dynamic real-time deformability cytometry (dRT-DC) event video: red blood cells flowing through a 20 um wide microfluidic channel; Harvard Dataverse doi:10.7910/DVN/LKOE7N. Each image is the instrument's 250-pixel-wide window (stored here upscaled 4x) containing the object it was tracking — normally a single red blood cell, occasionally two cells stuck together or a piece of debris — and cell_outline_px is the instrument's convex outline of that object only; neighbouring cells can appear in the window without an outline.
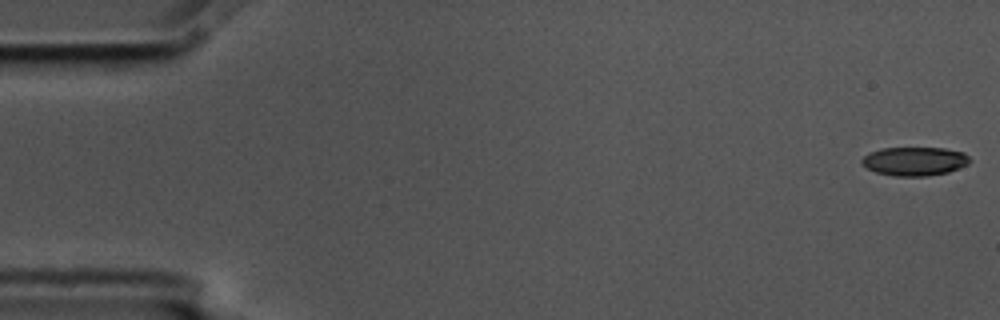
{"species": "common noctule bat (a hibernating species)", "species_latin": "Nyctalus noctula", "temperature_condition": "cold", "stored_images_in_passage": 3, "camera_frame_rate_fps": 3000, "um_per_image_px": 0.085, "animal": {"sex": "male", "body_mass_g": 17.5, "forearm_length_mm": 52.3}, "frame": {"image": 1, "passage_image": 1, "time_ms": 0.0, "image_size_px": [1000, 320], "cell_outline_px": [[972, 160], [968, 164], [948, 172], [928, 176], [892, 176], [876, 172], [868, 168], [860, 160], [868, 152], [880, 148], [944, 148], [964, 152]], "centroid_in_image_um": [77.75, 13.7], "position_along_channel_um": 7.3, "area_um2": 18.15}}